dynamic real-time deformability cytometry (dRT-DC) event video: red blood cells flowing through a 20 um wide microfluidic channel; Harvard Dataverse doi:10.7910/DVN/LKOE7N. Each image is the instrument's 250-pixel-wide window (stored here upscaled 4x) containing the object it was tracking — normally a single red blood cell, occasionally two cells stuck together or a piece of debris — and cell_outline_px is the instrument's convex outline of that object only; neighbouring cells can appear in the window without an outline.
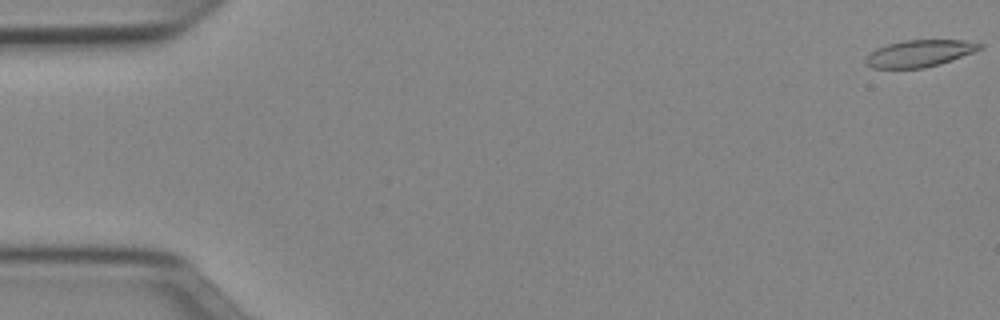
{"species": "Egyptian fruit bat (a non-hibernating species)", "species_latin": "Rousettus aegyptiacus", "temperature_condition": "cold", "stored_images_in_passage": 52, "camera_frame_rate_fps": 3000, "um_per_image_px": 0.085, "animal": {"sex": "female"}, "frame": {"image": 1, "passage_image": 1, "time_ms": 0.0, "image_size_px": [1000, 320], "cell_outline_px": [[984, 48], [940, 64], [924, 68], [872, 68], [864, 64], [864, 60], [876, 48], [888, 44], [904, 40], [964, 40], [984, 44]], "centroid_in_image_um": [78.16, 4.54], "position_along_channel_um": 6.8, "area_um2": 17.86}}
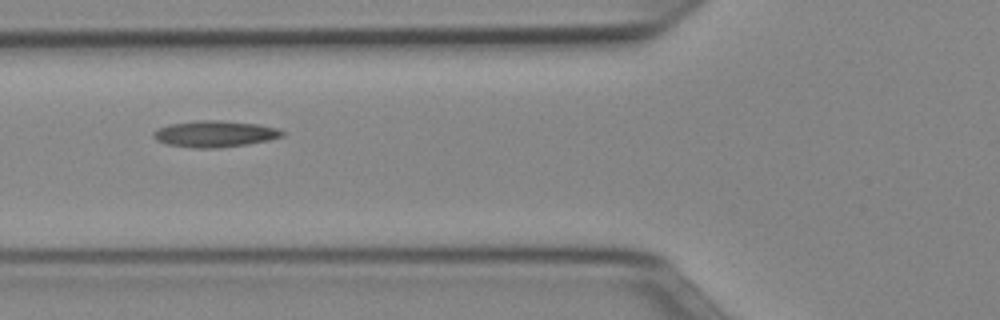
{"frame": {"image": 2, "passage_image": 20, "time_ms": 6.333, "image_size_px": [1000, 320], "cell_outline_px": [[284, 136], [268, 140], [244, 144], [216, 148], [192, 148], [168, 144], [156, 140], [152, 136], [152, 132], [168, 124], [196, 120], [220, 120], [260, 124], [276, 128], [284, 132]], "centroid_in_image_um": [18.23, 11.37], "position_along_channel_um": 107.6, "area_um2": 19.77}}
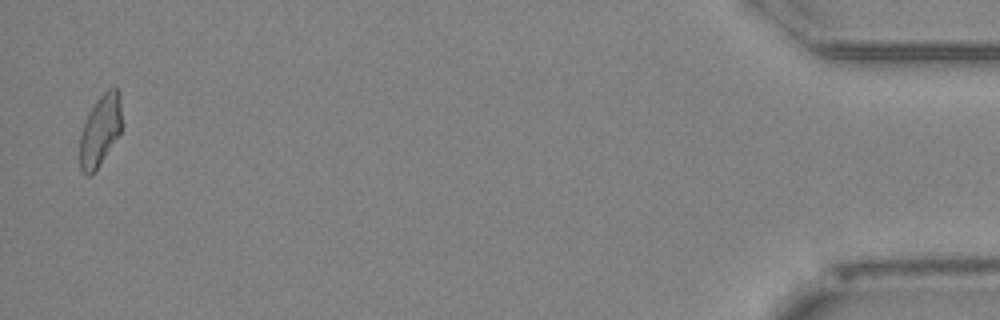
{"frame": {"image": 3, "passage_image": 51, "time_ms": 16.667, "image_size_px": [1000, 320], "cell_outline_px": [[120, 132], [96, 168], [88, 176], [84, 176], [80, 168], [80, 136], [84, 124], [96, 100], [108, 88], [116, 88], [120, 96]], "centroid_in_image_um": [8.49, 11.08], "position_along_channel_um": 426.7, "area_um2": 16.65}, "authors_computed_cell_mechanics": {"area_um2": 18.2937, "velocity_mm_per_s": 3.9474, "shape_relaxation_time_tau1_ms": 10.1307, "shape_relaxation_time_tau2_ms": 3.0133, "deformation_change_tau1": 0.2409, "deformation_change_tau2": 0.1153}}